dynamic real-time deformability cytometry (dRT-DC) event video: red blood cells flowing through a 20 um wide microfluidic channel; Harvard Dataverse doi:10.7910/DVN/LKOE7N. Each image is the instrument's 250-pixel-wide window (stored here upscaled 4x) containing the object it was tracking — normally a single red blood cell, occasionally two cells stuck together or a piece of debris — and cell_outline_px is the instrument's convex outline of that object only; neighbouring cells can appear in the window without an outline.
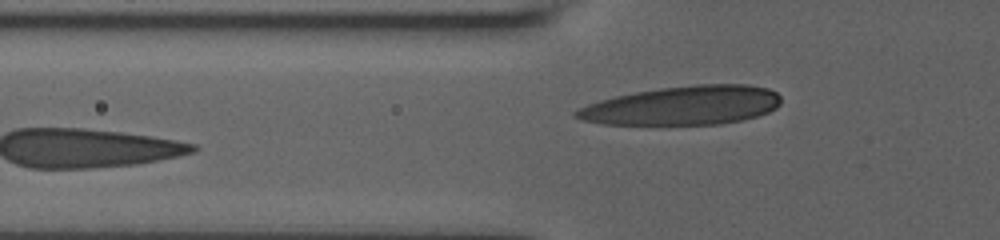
{"species": "human", "species_latin": "Homo sapiens", "temperature_condition": "room temperature", "stored_images_in_passage": 3, "camera_frame_rate_fps": 3000, "um_per_image_px": 0.085, "donor": {"sex": "male"}, "frame": {"image": 1, "passage_image": 3, "time_ms": 1.667, "image_size_px": [1000, 240], "cell_outline_px": [[780, 104], [776, 108], [768, 112], [756, 116], [740, 120], [720, 124], [604, 124], [584, 120], [572, 116], [572, 112], [588, 104], [600, 100], [616, 96], [636, 92], [660, 88], [696, 84], [748, 84], [768, 88], [776, 92], [780, 96]], "centroid_in_image_um": [58.06, 8.96], "position_along_channel_um": 67.7, "area_um2": 46.24}}